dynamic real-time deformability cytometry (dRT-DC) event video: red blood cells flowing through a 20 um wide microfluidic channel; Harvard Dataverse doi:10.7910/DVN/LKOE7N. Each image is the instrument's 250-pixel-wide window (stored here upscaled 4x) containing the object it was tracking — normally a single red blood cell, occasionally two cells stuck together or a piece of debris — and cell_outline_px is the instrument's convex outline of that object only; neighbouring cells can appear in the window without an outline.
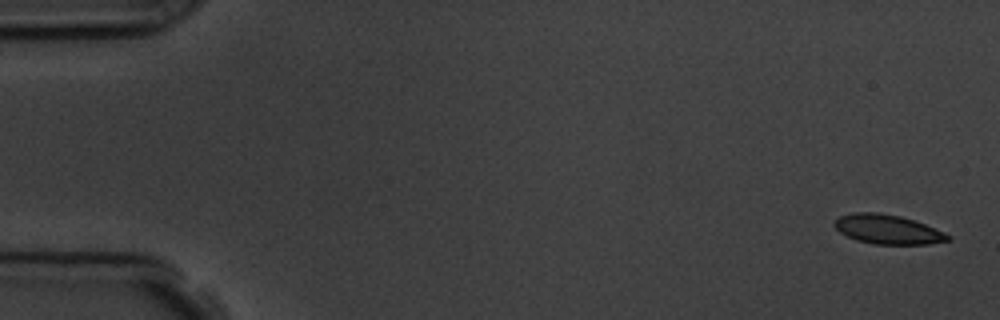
{"species": "common noctule bat (a hibernating species)", "species_latin": "Nyctalus noctula", "temperature_condition": "room temperature", "stored_images_in_passage": 5, "camera_frame_rate_fps": 3000, "um_per_image_px": 0.085, "animal": {"sex": "male", "body_mass_g": 19.5, "forearm_length_mm": 54.6}, "frame": {"image": 1, "passage_image": 1, "time_ms": 0.0, "image_size_px": [1000, 320], "cell_outline_px": [[952, 240], [928, 244], [872, 244], [856, 240], [840, 232], [832, 224], [840, 216], [852, 212], [876, 212], [900, 216], [924, 224], [944, 232], [952, 236]], "centroid_in_image_um": [75.45, 19.5], "position_along_channel_um": 9.5, "area_um2": 19.36}}
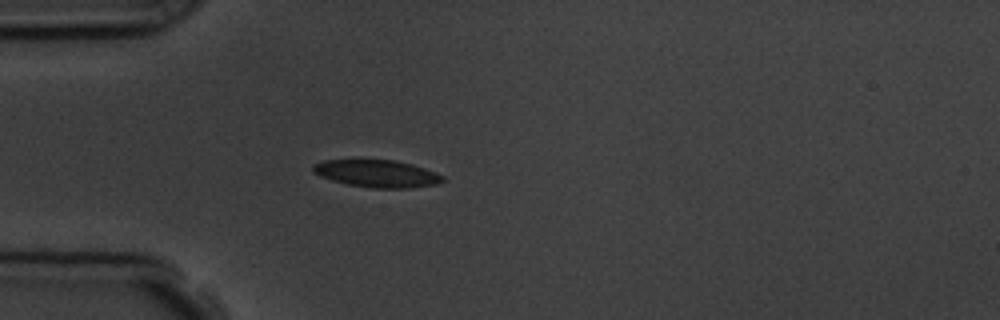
{"frame": {"image": 2, "passage_image": 5, "time_ms": 4.667, "image_size_px": [1000, 320], "cell_outline_px": [[444, 180], [436, 184], [408, 188], [372, 188], [348, 184], [332, 180], [320, 176], [312, 172], [312, 164], [324, 160], [392, 160], [424, 168], [436, 172], [444, 176]], "centroid_in_image_um": [32.01, 14.76], "position_along_channel_um": 53.0, "area_um2": 20.46}}